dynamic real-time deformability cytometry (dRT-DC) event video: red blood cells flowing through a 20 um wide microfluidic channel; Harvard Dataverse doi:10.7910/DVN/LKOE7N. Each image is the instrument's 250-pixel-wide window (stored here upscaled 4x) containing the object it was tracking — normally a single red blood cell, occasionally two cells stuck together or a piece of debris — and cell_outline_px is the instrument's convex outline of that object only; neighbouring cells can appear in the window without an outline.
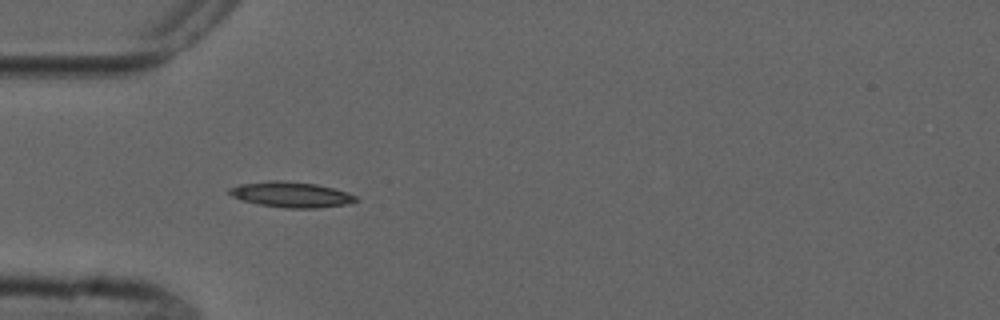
{"species": "common noctule bat (a hibernating species)", "species_latin": "Nyctalus noctula", "temperature_condition": "cold", "stored_images_in_passage": 7, "camera_frame_rate_fps": 3000, "um_per_image_px": 0.085, "animal": {"sex": "male", "forearm_length_mm": 52.5}, "frame": {"image": 1, "passage_image": 1, "time_ms": 0.0, "image_size_px": [1000, 320], "cell_outline_px": [[360, 200], [348, 204], [316, 208], [288, 208], [260, 204], [240, 200], [232, 196], [228, 192], [228, 188], [240, 184], [268, 180], [284, 180], [316, 184], [348, 192], [356, 196]], "centroid_in_image_um": [24.75, 16.53], "position_along_channel_um": 60.3, "area_um2": 18.9}}
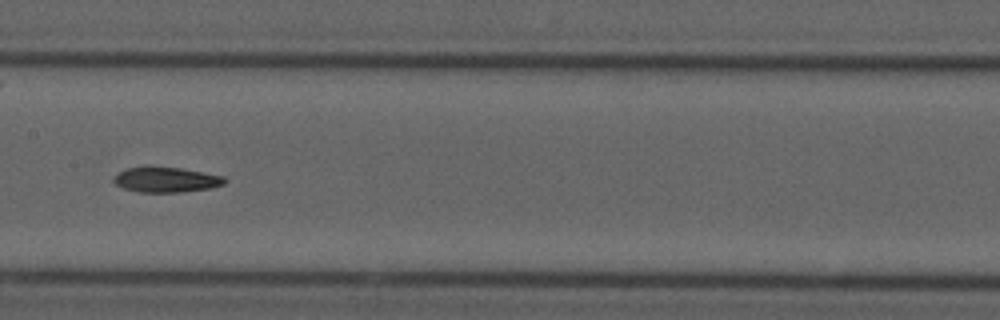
{"frame": {"image": 2, "passage_image": 4, "time_ms": 3.667, "image_size_px": [1000, 320], "cell_outline_px": [[228, 180], [224, 184], [212, 188], [180, 192], [136, 192], [124, 188], [116, 184], [112, 180], [120, 172], [128, 168], [148, 164], [180, 168], [224, 176]], "centroid_in_image_um": [14.12, 15.25], "position_along_channel_um": 193.3, "area_um2": 16.65}}
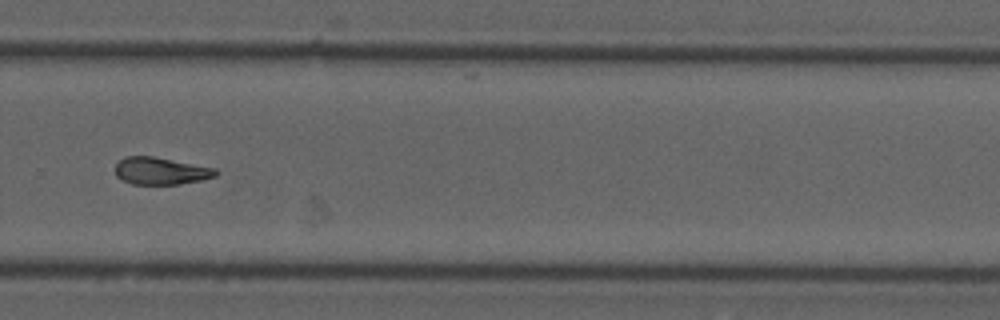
{"frame": {"image": 3, "passage_image": 7, "time_ms": 7.0, "image_size_px": [1000, 320], "cell_outline_px": [[220, 172], [216, 176], [200, 180], [180, 184], [132, 184], [116, 176], [116, 164], [124, 156], [152, 156], [216, 168]], "centroid_in_image_um": [13.68, 14.53], "position_along_channel_um": 316.1, "area_um2": 15.9}}